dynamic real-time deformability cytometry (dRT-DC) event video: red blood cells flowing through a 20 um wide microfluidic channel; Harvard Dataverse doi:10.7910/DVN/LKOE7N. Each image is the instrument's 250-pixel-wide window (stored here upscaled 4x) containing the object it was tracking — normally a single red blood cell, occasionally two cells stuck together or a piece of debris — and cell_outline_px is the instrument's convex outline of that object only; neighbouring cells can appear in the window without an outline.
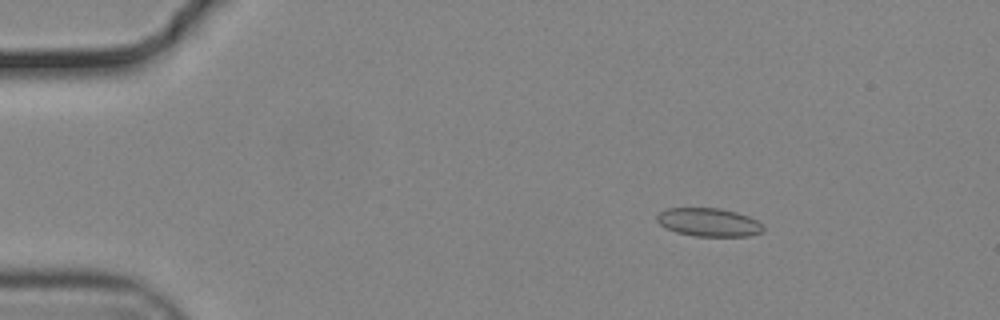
{"species": "common noctule bat (a hibernating species)", "species_latin": "Nyctalus noctula", "temperature_condition": "cold", "stored_images_in_passage": 56, "camera_frame_rate_fps": 3000, "um_per_image_px": 0.085, "animal": {"sex": "male", "body_mass_g": 19.2, "forearm_length_mm": 51.8}, "frame": {"image": 1, "passage_image": 9, "time_ms": 2.667, "image_size_px": [1000, 320], "cell_outline_px": [[764, 232], [748, 236], [696, 236], [676, 232], [664, 228], [656, 220], [656, 216], [660, 212], [668, 208], [720, 208], [736, 212], [748, 216], [764, 224]], "centroid_in_image_um": [60.26, 18.89], "position_along_channel_um": 24.7, "area_um2": 17.69}}
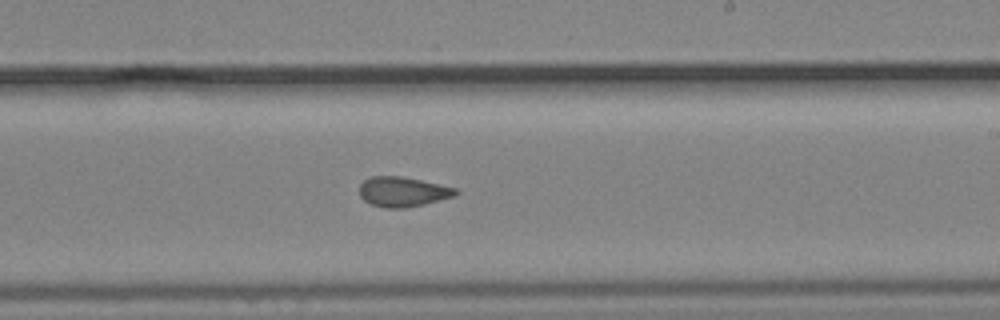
{"frame": {"image": 2, "passage_image": 34, "time_ms": 11.0, "image_size_px": [1000, 320], "cell_outline_px": [[460, 192], [456, 196], [408, 208], [384, 208], [372, 204], [364, 200], [360, 196], [360, 184], [364, 180], [372, 176], [404, 176], [456, 188]], "centroid_in_image_um": [34.26, 16.3], "position_along_channel_um": 254.7, "area_um2": 16.88}}
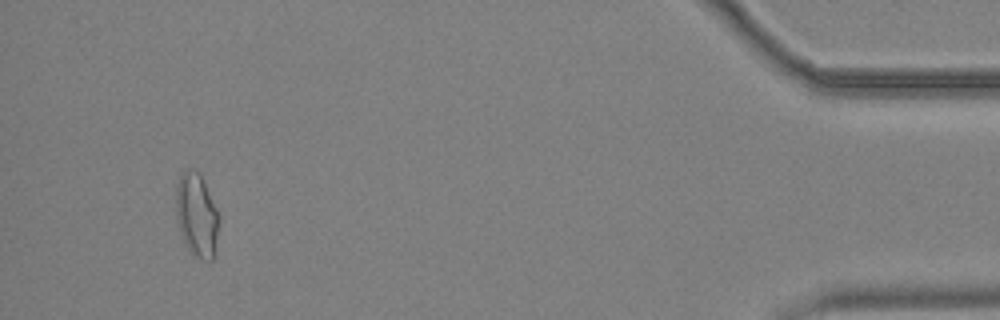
{"frame": {"image": 3, "passage_image": 53, "time_ms": 17.333, "image_size_px": [1000, 320], "cell_outline_px": [[220, 220], [216, 248], [212, 260], [200, 260], [188, 248], [176, 224], [176, 184], [184, 168], [188, 168], [200, 172], [220, 216]], "centroid_in_image_um": [16.73, 18.26], "position_along_channel_um": 418.5, "area_um2": 21.33}, "authors_computed_cell_mechanics": {"area_um2": 17.3978, "velocity_mm_per_s": 3.7181, "shape_relaxation_time_tau1_ms": 7.2221, "shape_relaxation_time_tau2_ms": 1.5751, "deformation_change_tau1": 0.1417, "deformation_change_tau2": 0.0856}}